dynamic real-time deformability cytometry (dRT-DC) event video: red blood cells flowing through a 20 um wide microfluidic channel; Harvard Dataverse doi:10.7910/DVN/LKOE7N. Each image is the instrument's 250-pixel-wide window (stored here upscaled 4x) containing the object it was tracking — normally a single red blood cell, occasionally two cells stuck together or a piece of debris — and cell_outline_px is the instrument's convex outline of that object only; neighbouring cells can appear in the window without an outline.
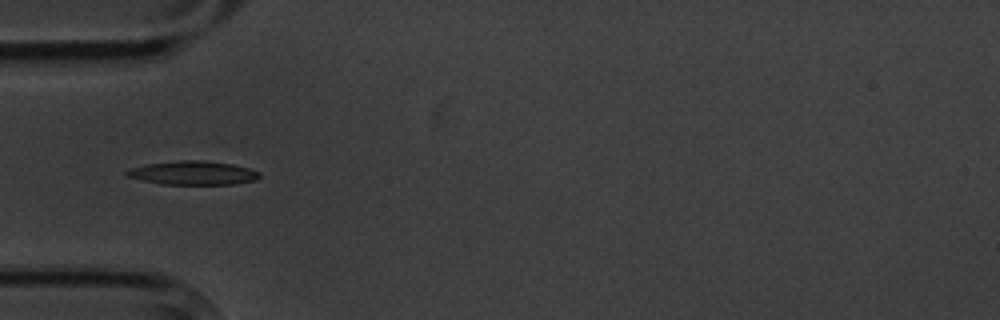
{"species": "common noctule bat (a hibernating species)", "species_latin": "Nyctalus noctula", "temperature_condition": "cold", "stored_images_in_passage": 8, "camera_frame_rate_fps": 3000, "um_per_image_px": 0.085, "animal": {"sex": "male", "body_mass_g": 20.1, "forearm_length_mm": 53.5}, "frame": {"image": 1, "passage_image": 5, "time_ms": 4.667, "image_size_px": [1000, 320], "cell_outline_px": [[260, 176], [256, 180], [232, 184], [160, 184], [124, 176], [124, 172], [132, 168], [148, 164], [180, 160], [204, 160], [232, 164], [248, 168], [260, 172]], "centroid_in_image_um": [16.4, 14.7], "position_along_channel_um": 68.6, "area_um2": 18.32}}
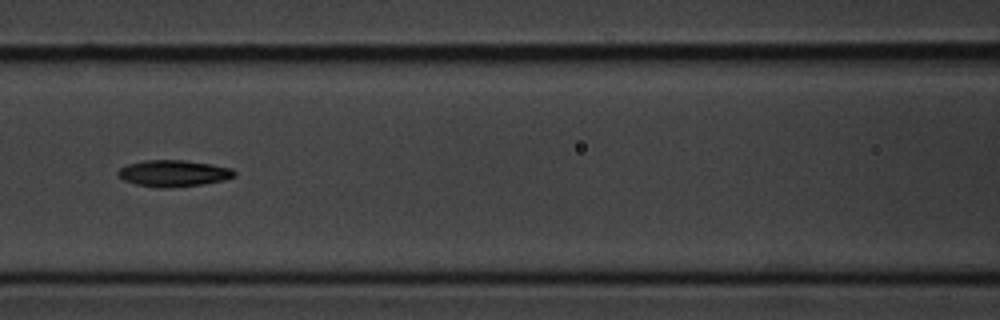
{"frame": {"image": 2, "passage_image": 7, "time_ms": 7.0, "image_size_px": [1000, 320], "cell_outline_px": [[236, 176], [224, 180], [204, 184], [168, 188], [160, 188], [136, 184], [124, 180], [116, 176], [116, 172], [120, 168], [128, 164], [144, 160], [184, 160], [212, 164], [232, 168], [236, 172]], "centroid_in_image_um": [14.75, 14.73], "position_along_channel_um": 151.9, "area_um2": 18.15}}
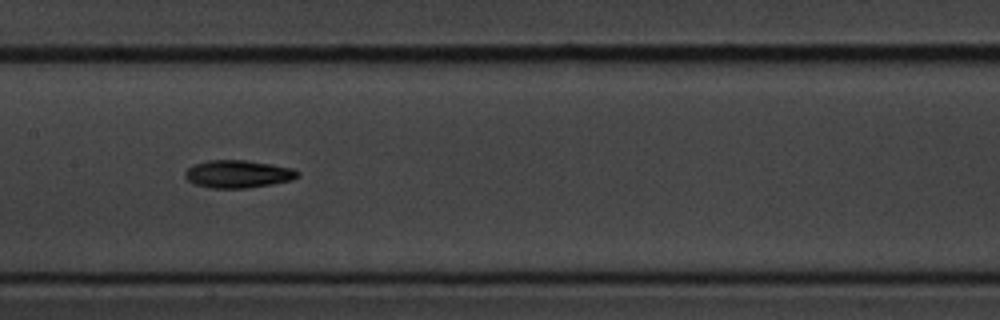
{"frame": {"image": 3, "passage_image": 8, "time_ms": 8.0, "image_size_px": [1000, 320], "cell_outline_px": [[300, 176], [292, 180], [272, 184], [248, 188], [212, 188], [196, 184], [188, 180], [184, 176], [184, 172], [192, 164], [208, 160], [244, 160], [272, 164], [292, 168], [300, 172]], "centroid_in_image_um": [20.24, 14.78], "position_along_channel_um": 187.2, "area_um2": 18.26}}